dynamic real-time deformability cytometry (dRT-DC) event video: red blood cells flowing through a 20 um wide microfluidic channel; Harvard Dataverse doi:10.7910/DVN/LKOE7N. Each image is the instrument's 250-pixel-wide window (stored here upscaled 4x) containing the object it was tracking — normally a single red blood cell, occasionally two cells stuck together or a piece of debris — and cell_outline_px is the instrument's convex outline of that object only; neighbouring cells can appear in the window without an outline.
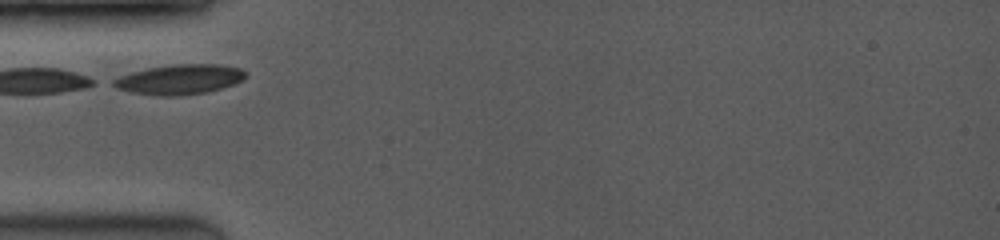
{"species": "common noctule bat (a hibernating species)", "species_latin": "Nyctalus noctula", "temperature_condition": "room temperature", "stored_images_in_passage": 16, "camera_frame_rate_fps": 3500, "um_per_image_px": 0.085, "animal": {"sex": "female", "body_mass_g": 19.0, "forearm_length_mm": 53.3}, "frame": {"image": 1, "passage_image": 1, "time_ms": 0.0, "image_size_px": [1000, 240], "cell_outline_px": [[248, 76], [244, 80], [208, 92], [176, 96], [160, 96], [132, 92], [116, 88], [108, 84], [112, 80], [120, 76], [132, 72], [148, 68], [176, 64], [216, 64], [240, 68]], "centroid_in_image_um": [15.24, 6.75], "position_along_channel_um": 69.8, "area_um2": 23.0}}